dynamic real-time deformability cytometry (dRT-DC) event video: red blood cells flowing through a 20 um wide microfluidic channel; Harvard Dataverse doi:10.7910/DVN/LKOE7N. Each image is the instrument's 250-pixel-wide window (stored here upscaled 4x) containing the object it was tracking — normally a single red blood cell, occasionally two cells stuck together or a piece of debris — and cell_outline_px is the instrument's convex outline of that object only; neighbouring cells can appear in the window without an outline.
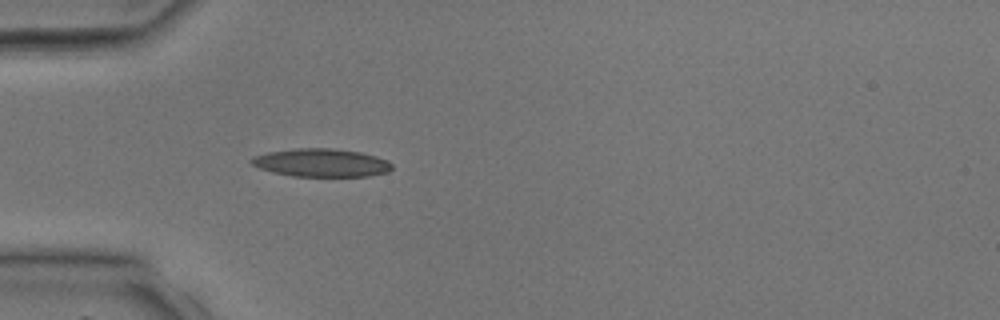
{"species": "common noctule bat (a hibernating species)", "species_latin": "Nyctalus noctula", "temperature_condition": "room temperature", "stored_images_in_passage": 7, "camera_frame_rate_fps": 3000, "um_per_image_px": 0.085, "animal": {"sex": "male", "body_mass_g": 17.9, "forearm_length_mm": 54.2}, "frame": {"image": 1, "passage_image": 2, "time_ms": 0.333, "image_size_px": [1000, 320], "cell_outline_px": [[392, 168], [388, 172], [368, 176], [292, 176], [272, 172], [260, 168], [252, 164], [248, 160], [252, 156], [268, 152], [292, 148], [332, 148], [360, 152], [376, 156], [388, 160], [392, 164]], "centroid_in_image_um": [27.29, 13.82], "position_along_channel_um": 57.7, "area_um2": 23.18}}